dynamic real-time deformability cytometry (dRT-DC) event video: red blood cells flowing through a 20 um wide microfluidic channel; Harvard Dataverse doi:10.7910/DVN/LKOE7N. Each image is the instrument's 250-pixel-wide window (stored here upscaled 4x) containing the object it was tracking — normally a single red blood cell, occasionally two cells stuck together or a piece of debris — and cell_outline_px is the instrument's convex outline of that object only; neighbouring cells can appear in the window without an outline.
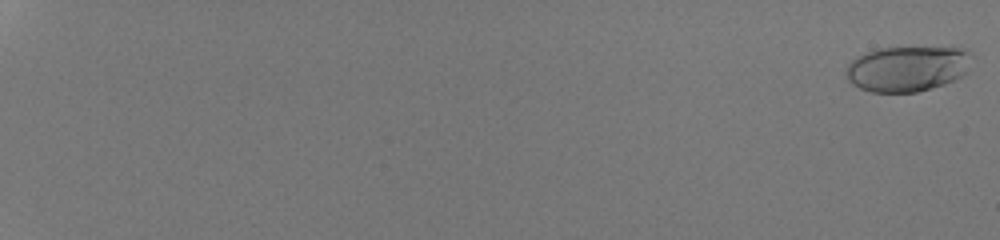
{"species": "human", "species_latin": "Homo sapiens", "temperature_condition": "room temperature", "stored_images_in_passage": 55, "camera_frame_rate_fps": 3000, "um_per_image_px": 0.085, "donor": {"sex": "male"}, "frame": {"image": 1, "passage_image": 1, "time_ms": 0.0, "image_size_px": [1000, 240], "cell_outline_px": [[972, 56], [968, 72], [956, 80], [944, 84], [916, 92], [872, 92], [860, 88], [852, 84], [844, 76], [848, 64], [856, 56], [876, 48], [968, 48], [972, 52]], "centroid_in_image_um": [77.14, 5.83], "position_along_channel_um": 7.9, "area_um2": 33.64}}
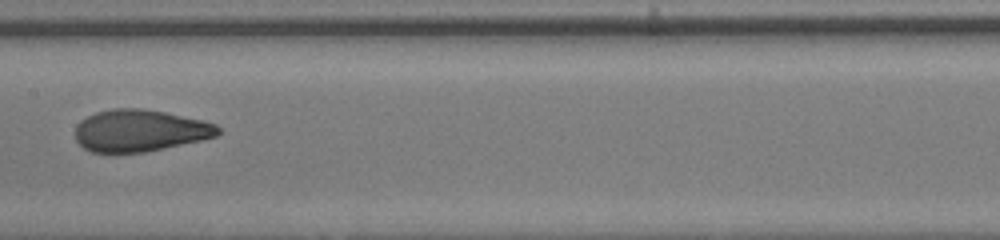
{"frame": {"image": 2, "passage_image": 34, "time_ms": 11.0, "image_size_px": [1000, 240], "cell_outline_px": [[220, 132], [216, 136], [200, 140], [144, 152], [92, 152], [84, 148], [76, 140], [76, 124], [80, 120], [96, 112], [112, 108], [140, 108], [164, 112], [204, 120], [216, 124], [220, 128]], "centroid_in_image_um": [11.88, 11.09], "position_along_channel_um": 195.5, "area_um2": 34.68}}
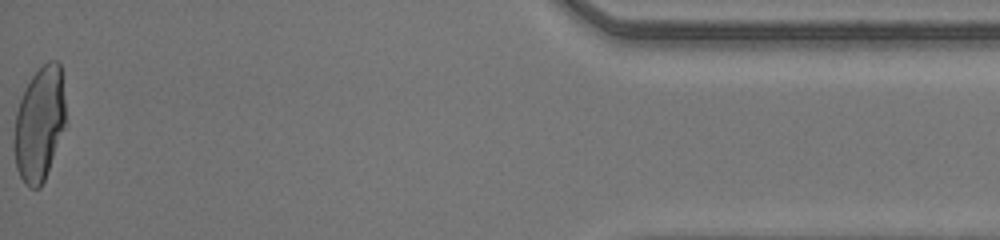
{"frame": {"image": 3, "passage_image": 55, "time_ms": 18.0, "image_size_px": [1000, 240], "cell_outline_px": [[64, 128], [44, 180], [40, 188], [28, 188], [24, 184], [16, 168], [12, 144], [12, 140], [16, 112], [24, 88], [32, 76], [48, 60], [56, 60], [60, 64], [64, 100]], "centroid_in_image_um": [3.3, 10.56], "position_along_channel_um": 431.9, "area_um2": 34.28}, "authors_computed_cell_mechanics": {"area_um2": 34.3332, "velocity_mm_per_s": 4.29, "shape_relaxation_time_tau1_ms": 5.5872, "shape_relaxation_time_tau2_ms": null, "deformation_change_tau1": 0.252, "deformation_change_tau2": null}}